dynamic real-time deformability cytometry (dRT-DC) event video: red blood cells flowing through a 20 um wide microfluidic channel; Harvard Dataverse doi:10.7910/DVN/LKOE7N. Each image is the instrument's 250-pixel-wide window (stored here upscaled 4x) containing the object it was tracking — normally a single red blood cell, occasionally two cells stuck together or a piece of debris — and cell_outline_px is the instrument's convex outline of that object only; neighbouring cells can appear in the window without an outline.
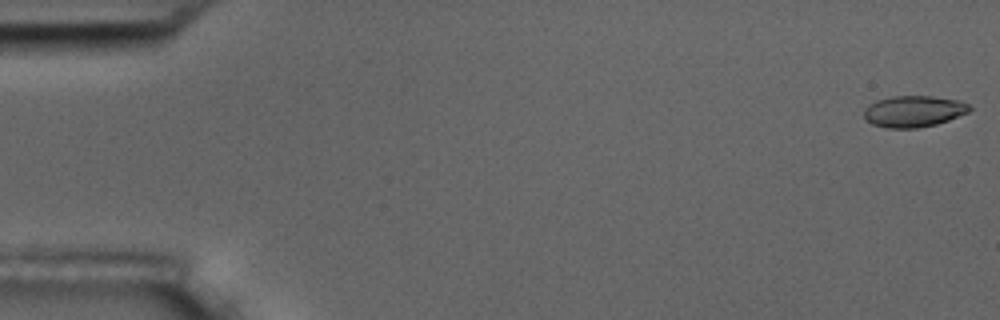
{"species": "common noctule bat (a hibernating species)", "species_latin": "Nyctalus noctula", "temperature_condition": "room temperature", "stored_images_in_passage": 10, "camera_frame_rate_fps": 3000, "um_per_image_px": 0.085, "animal": {"sex": "male", "body_mass_g": 17.5, "forearm_length_mm": 52.3}, "frame": {"image": 1, "passage_image": 1, "time_ms": 0.0, "image_size_px": [1000, 320], "cell_outline_px": [[972, 108], [968, 112], [948, 120], [936, 124], [916, 128], [888, 128], [872, 124], [864, 116], [864, 108], [868, 104], [876, 100], [892, 96], [932, 96], [960, 100], [968, 104]], "centroid_in_image_um": [77.65, 9.45], "position_along_channel_um": 7.4, "area_um2": 19.31}}